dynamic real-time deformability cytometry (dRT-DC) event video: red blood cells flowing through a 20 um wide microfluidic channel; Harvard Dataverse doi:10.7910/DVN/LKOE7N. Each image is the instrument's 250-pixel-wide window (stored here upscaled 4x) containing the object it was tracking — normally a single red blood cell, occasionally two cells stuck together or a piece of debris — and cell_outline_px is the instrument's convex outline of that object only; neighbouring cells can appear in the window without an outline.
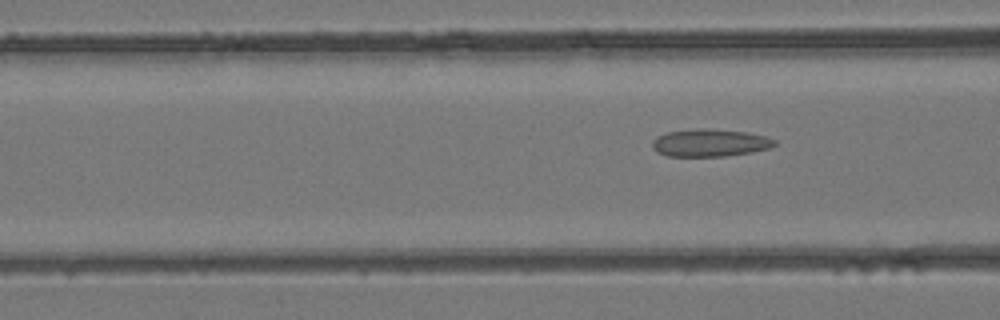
{"species": "common noctule bat (a hibernating species)", "species_latin": "Nyctalus noctula", "temperature_condition": "room temperature", "stored_images_in_passage": 5, "camera_frame_rate_fps": 3000, "um_per_image_px": 0.085, "animal": {"sex": "female", "body_mass_g": 24.6, "forearm_length_mm": 56.2}, "frame": {"image": 1, "passage_image": 5, "time_ms": 1.333, "image_size_px": [1000, 320], "cell_outline_px": [[776, 144], [772, 148], [752, 152], [724, 156], [668, 156], [656, 152], [652, 148], [652, 140], [668, 132], [700, 128], [744, 132], [768, 136], [776, 140]], "centroid_in_image_um": [60.37, 12.15], "position_along_channel_um": 106.2, "area_um2": 19.54}}